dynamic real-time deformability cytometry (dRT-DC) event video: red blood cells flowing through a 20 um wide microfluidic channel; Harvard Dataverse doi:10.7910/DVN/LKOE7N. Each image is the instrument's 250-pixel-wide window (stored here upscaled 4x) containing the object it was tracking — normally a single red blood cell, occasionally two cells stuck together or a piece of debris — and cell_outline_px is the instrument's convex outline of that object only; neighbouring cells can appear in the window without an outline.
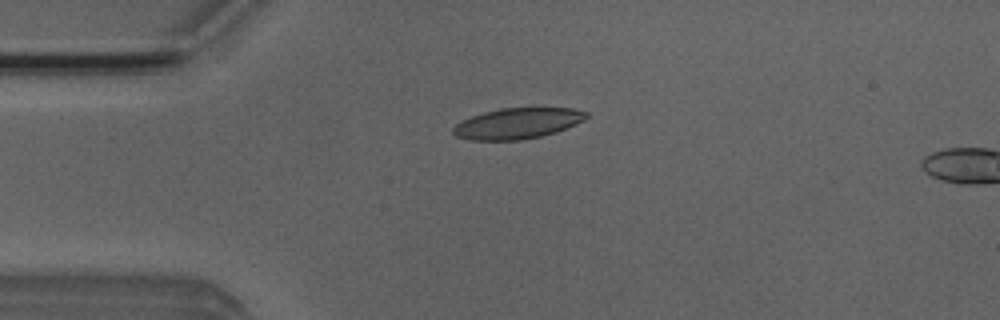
{"species": "Egyptian fruit bat (a non-hibernating species)", "species_latin": "Rousettus aegyptiacus", "temperature_condition": "room temperature", "stored_images_in_passage": 14, "camera_frame_rate_fps": 3000, "um_per_image_px": 0.085, "animal": {"sex": "male"}, "frame": {"image": 1, "passage_image": 12, "time_ms": 3.667, "image_size_px": [1000, 320], "cell_outline_px": [[588, 116], [584, 120], [576, 124], [556, 132], [540, 136], [520, 140], [472, 140], [456, 136], [452, 132], [452, 128], [456, 124], [472, 116], [484, 112], [500, 108], [572, 108], [588, 112]], "centroid_in_image_um": [44.0, 10.48], "position_along_channel_um": 41.0, "area_um2": 23.76}}